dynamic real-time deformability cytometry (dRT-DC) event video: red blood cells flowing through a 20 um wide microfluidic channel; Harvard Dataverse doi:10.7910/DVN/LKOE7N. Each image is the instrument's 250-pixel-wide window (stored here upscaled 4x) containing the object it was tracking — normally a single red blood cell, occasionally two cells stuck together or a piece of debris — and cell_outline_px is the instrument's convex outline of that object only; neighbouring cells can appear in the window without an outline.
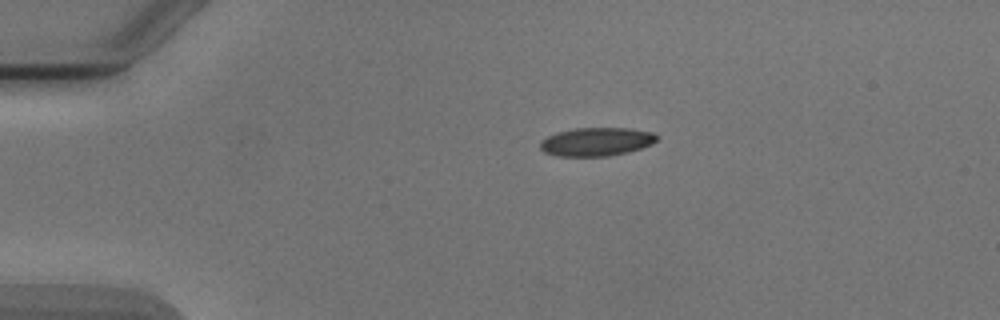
{"species": "Egyptian fruit bat (a non-hibernating species)", "species_latin": "Rousettus aegyptiacus", "temperature_condition": "cold", "stored_images_in_passage": 2, "camera_frame_rate_fps": 3000, "um_per_image_px": 0.085, "animal": {"sex": "male"}, "frame": {"image": 1, "passage_image": 1, "time_ms": 0.0, "image_size_px": [1000, 320], "cell_outline_px": [[660, 136], [652, 144], [640, 148], [608, 156], [556, 156], [544, 152], [540, 148], [540, 140], [556, 132], [572, 128], [628, 128], [652, 132]], "centroid_in_image_um": [50.66, 12.04], "position_along_channel_um": 34.3, "area_um2": 19.36}}